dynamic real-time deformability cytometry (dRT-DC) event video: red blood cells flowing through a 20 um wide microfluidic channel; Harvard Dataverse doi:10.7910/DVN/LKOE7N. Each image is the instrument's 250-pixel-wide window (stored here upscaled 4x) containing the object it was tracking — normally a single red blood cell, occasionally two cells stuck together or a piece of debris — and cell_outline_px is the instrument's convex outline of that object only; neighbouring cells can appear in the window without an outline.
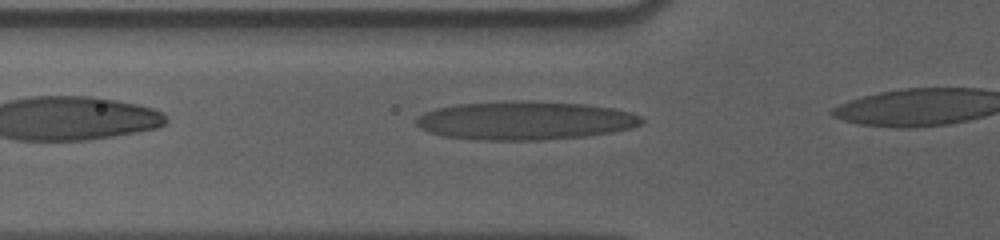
{"species": "human", "species_latin": "Homo sapiens", "temperature_condition": "cold", "stored_images_in_passage": 11, "camera_frame_rate_fps": 3000, "um_per_image_px": 0.085, "donor": {"sex": "male"}, "frame": {"image": 1, "passage_image": 2, "time_ms": 0.333, "image_size_px": [1000, 240], "cell_outline_px": [[644, 120], [640, 124], [632, 128], [612, 132], [588, 136], [544, 140], [480, 140], [444, 136], [428, 132], [420, 128], [416, 124], [416, 116], [424, 112], [436, 108], [456, 104], [504, 100], [532, 100], [588, 104], [612, 108], [628, 112], [640, 116]], "centroid_in_image_um": [44.6, 10.23], "position_along_channel_um": 81.2, "area_um2": 51.27}}
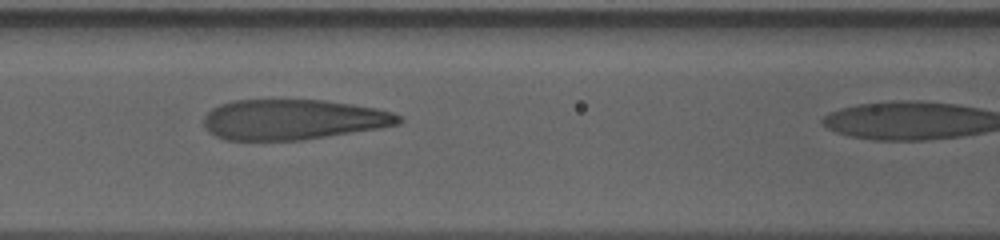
{"frame": {"image": 2, "passage_image": 7, "time_ms": 2.0, "image_size_px": [1000, 240], "cell_outline_px": [[404, 120], [400, 124], [380, 128], [304, 140], [224, 140], [208, 132], [204, 124], [204, 116], [212, 108], [220, 104], [232, 100], [324, 100], [352, 104], [376, 108], [392, 112], [404, 116]], "centroid_in_image_um": [24.93, 10.16], "position_along_channel_um": 141.7, "area_um2": 46.12}}
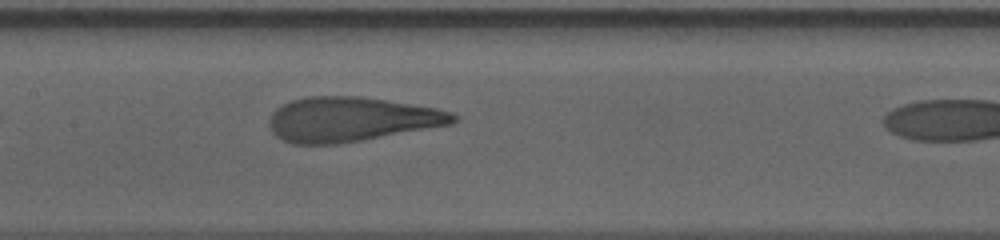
{"frame": {"image": 3, "passage_image": 10, "time_ms": 3.0, "image_size_px": [1000, 240], "cell_outline_px": [[460, 120], [452, 124], [340, 144], [292, 144], [280, 140], [272, 132], [268, 124], [268, 120], [272, 112], [276, 108], [292, 100], [308, 96], [360, 96], [436, 108], [452, 112], [460, 116]], "centroid_in_image_um": [29.83, 10.15], "position_along_channel_um": 177.6, "area_um2": 48.03}}